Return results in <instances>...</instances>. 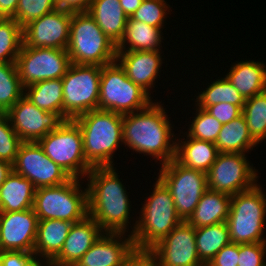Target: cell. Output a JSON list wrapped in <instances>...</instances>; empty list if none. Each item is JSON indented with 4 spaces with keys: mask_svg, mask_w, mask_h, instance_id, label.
I'll list each match as a JSON object with an SVG mask.
<instances>
[{
    "mask_svg": "<svg viewBox=\"0 0 266 266\" xmlns=\"http://www.w3.org/2000/svg\"><path fill=\"white\" fill-rule=\"evenodd\" d=\"M161 102H152L147 108L123 115V144L130 150L154 157L166 164L176 155L174 127Z\"/></svg>",
    "mask_w": 266,
    "mask_h": 266,
    "instance_id": "obj_1",
    "label": "cell"
},
{
    "mask_svg": "<svg viewBox=\"0 0 266 266\" xmlns=\"http://www.w3.org/2000/svg\"><path fill=\"white\" fill-rule=\"evenodd\" d=\"M116 167H93L87 174L88 214L104 233L128 232L131 201Z\"/></svg>",
    "mask_w": 266,
    "mask_h": 266,
    "instance_id": "obj_2",
    "label": "cell"
},
{
    "mask_svg": "<svg viewBox=\"0 0 266 266\" xmlns=\"http://www.w3.org/2000/svg\"><path fill=\"white\" fill-rule=\"evenodd\" d=\"M73 120L82 133L86 161L92 167L114 166L113 155L123 144V115L97 109Z\"/></svg>",
    "mask_w": 266,
    "mask_h": 266,
    "instance_id": "obj_3",
    "label": "cell"
},
{
    "mask_svg": "<svg viewBox=\"0 0 266 266\" xmlns=\"http://www.w3.org/2000/svg\"><path fill=\"white\" fill-rule=\"evenodd\" d=\"M156 179L130 231L136 250H150L182 222L170 191Z\"/></svg>",
    "mask_w": 266,
    "mask_h": 266,
    "instance_id": "obj_4",
    "label": "cell"
},
{
    "mask_svg": "<svg viewBox=\"0 0 266 266\" xmlns=\"http://www.w3.org/2000/svg\"><path fill=\"white\" fill-rule=\"evenodd\" d=\"M71 63L104 66L116 61L113 43L87 12H72L69 44Z\"/></svg>",
    "mask_w": 266,
    "mask_h": 266,
    "instance_id": "obj_5",
    "label": "cell"
},
{
    "mask_svg": "<svg viewBox=\"0 0 266 266\" xmlns=\"http://www.w3.org/2000/svg\"><path fill=\"white\" fill-rule=\"evenodd\" d=\"M266 193L260 183L231 196L226 224L231 243L266 242Z\"/></svg>",
    "mask_w": 266,
    "mask_h": 266,
    "instance_id": "obj_6",
    "label": "cell"
},
{
    "mask_svg": "<svg viewBox=\"0 0 266 266\" xmlns=\"http://www.w3.org/2000/svg\"><path fill=\"white\" fill-rule=\"evenodd\" d=\"M81 181L84 180L70 178L60 185L37 188L33 210L38 220L60 219L72 223L84 220L89 215L88 191L87 187H81Z\"/></svg>",
    "mask_w": 266,
    "mask_h": 266,
    "instance_id": "obj_7",
    "label": "cell"
},
{
    "mask_svg": "<svg viewBox=\"0 0 266 266\" xmlns=\"http://www.w3.org/2000/svg\"><path fill=\"white\" fill-rule=\"evenodd\" d=\"M152 102L151 96L127 77L117 61L102 66L98 109L124 115L141 111Z\"/></svg>",
    "mask_w": 266,
    "mask_h": 266,
    "instance_id": "obj_8",
    "label": "cell"
},
{
    "mask_svg": "<svg viewBox=\"0 0 266 266\" xmlns=\"http://www.w3.org/2000/svg\"><path fill=\"white\" fill-rule=\"evenodd\" d=\"M38 143L48 158L71 178L84 180L93 168L85 159L82 133L74 120L62 122Z\"/></svg>",
    "mask_w": 266,
    "mask_h": 266,
    "instance_id": "obj_9",
    "label": "cell"
},
{
    "mask_svg": "<svg viewBox=\"0 0 266 266\" xmlns=\"http://www.w3.org/2000/svg\"><path fill=\"white\" fill-rule=\"evenodd\" d=\"M102 66L72 63L63 82V120L98 109Z\"/></svg>",
    "mask_w": 266,
    "mask_h": 266,
    "instance_id": "obj_10",
    "label": "cell"
},
{
    "mask_svg": "<svg viewBox=\"0 0 266 266\" xmlns=\"http://www.w3.org/2000/svg\"><path fill=\"white\" fill-rule=\"evenodd\" d=\"M158 179L170 191L176 212L187 221L207 188V173L180 164L175 158L160 166Z\"/></svg>",
    "mask_w": 266,
    "mask_h": 266,
    "instance_id": "obj_11",
    "label": "cell"
},
{
    "mask_svg": "<svg viewBox=\"0 0 266 266\" xmlns=\"http://www.w3.org/2000/svg\"><path fill=\"white\" fill-rule=\"evenodd\" d=\"M16 67L23 87L33 83L62 78L71 60L67 49L21 46Z\"/></svg>",
    "mask_w": 266,
    "mask_h": 266,
    "instance_id": "obj_12",
    "label": "cell"
},
{
    "mask_svg": "<svg viewBox=\"0 0 266 266\" xmlns=\"http://www.w3.org/2000/svg\"><path fill=\"white\" fill-rule=\"evenodd\" d=\"M246 155L219 153L207 172V188L230 196L252 188L258 181V170Z\"/></svg>",
    "mask_w": 266,
    "mask_h": 266,
    "instance_id": "obj_13",
    "label": "cell"
},
{
    "mask_svg": "<svg viewBox=\"0 0 266 266\" xmlns=\"http://www.w3.org/2000/svg\"><path fill=\"white\" fill-rule=\"evenodd\" d=\"M12 170L33 183L35 188L56 186L71 177L44 153L38 142H22Z\"/></svg>",
    "mask_w": 266,
    "mask_h": 266,
    "instance_id": "obj_14",
    "label": "cell"
},
{
    "mask_svg": "<svg viewBox=\"0 0 266 266\" xmlns=\"http://www.w3.org/2000/svg\"><path fill=\"white\" fill-rule=\"evenodd\" d=\"M5 114L22 142H38L64 122L57 113L39 109L24 95Z\"/></svg>",
    "mask_w": 266,
    "mask_h": 266,
    "instance_id": "obj_15",
    "label": "cell"
},
{
    "mask_svg": "<svg viewBox=\"0 0 266 266\" xmlns=\"http://www.w3.org/2000/svg\"><path fill=\"white\" fill-rule=\"evenodd\" d=\"M149 251L159 266H205L197 252L195 227L187 221L178 224Z\"/></svg>",
    "mask_w": 266,
    "mask_h": 266,
    "instance_id": "obj_16",
    "label": "cell"
},
{
    "mask_svg": "<svg viewBox=\"0 0 266 266\" xmlns=\"http://www.w3.org/2000/svg\"><path fill=\"white\" fill-rule=\"evenodd\" d=\"M72 12L62 9L43 15L23 28V43L28 47L67 49Z\"/></svg>",
    "mask_w": 266,
    "mask_h": 266,
    "instance_id": "obj_17",
    "label": "cell"
},
{
    "mask_svg": "<svg viewBox=\"0 0 266 266\" xmlns=\"http://www.w3.org/2000/svg\"><path fill=\"white\" fill-rule=\"evenodd\" d=\"M38 218L33 208L0 212V250L33 253Z\"/></svg>",
    "mask_w": 266,
    "mask_h": 266,
    "instance_id": "obj_18",
    "label": "cell"
},
{
    "mask_svg": "<svg viewBox=\"0 0 266 266\" xmlns=\"http://www.w3.org/2000/svg\"><path fill=\"white\" fill-rule=\"evenodd\" d=\"M135 250L130 234L103 233L74 266H123Z\"/></svg>",
    "mask_w": 266,
    "mask_h": 266,
    "instance_id": "obj_19",
    "label": "cell"
},
{
    "mask_svg": "<svg viewBox=\"0 0 266 266\" xmlns=\"http://www.w3.org/2000/svg\"><path fill=\"white\" fill-rule=\"evenodd\" d=\"M161 51L117 52L116 61L125 70L127 77L139 85L150 96L162 67Z\"/></svg>",
    "mask_w": 266,
    "mask_h": 266,
    "instance_id": "obj_20",
    "label": "cell"
},
{
    "mask_svg": "<svg viewBox=\"0 0 266 266\" xmlns=\"http://www.w3.org/2000/svg\"><path fill=\"white\" fill-rule=\"evenodd\" d=\"M104 232L89 215L73 223L60 253L47 266H74Z\"/></svg>",
    "mask_w": 266,
    "mask_h": 266,
    "instance_id": "obj_21",
    "label": "cell"
},
{
    "mask_svg": "<svg viewBox=\"0 0 266 266\" xmlns=\"http://www.w3.org/2000/svg\"><path fill=\"white\" fill-rule=\"evenodd\" d=\"M72 225V222L60 219L38 220L33 253L44 266L60 253Z\"/></svg>",
    "mask_w": 266,
    "mask_h": 266,
    "instance_id": "obj_22",
    "label": "cell"
},
{
    "mask_svg": "<svg viewBox=\"0 0 266 266\" xmlns=\"http://www.w3.org/2000/svg\"><path fill=\"white\" fill-rule=\"evenodd\" d=\"M233 63L225 75L246 99L266 91V65L255 60Z\"/></svg>",
    "mask_w": 266,
    "mask_h": 266,
    "instance_id": "obj_23",
    "label": "cell"
},
{
    "mask_svg": "<svg viewBox=\"0 0 266 266\" xmlns=\"http://www.w3.org/2000/svg\"><path fill=\"white\" fill-rule=\"evenodd\" d=\"M102 29L104 34L116 45L124 35L128 16L119 0H92L87 11Z\"/></svg>",
    "mask_w": 266,
    "mask_h": 266,
    "instance_id": "obj_24",
    "label": "cell"
},
{
    "mask_svg": "<svg viewBox=\"0 0 266 266\" xmlns=\"http://www.w3.org/2000/svg\"><path fill=\"white\" fill-rule=\"evenodd\" d=\"M36 188L31 181L13 170L0 187V212H16L33 208Z\"/></svg>",
    "mask_w": 266,
    "mask_h": 266,
    "instance_id": "obj_25",
    "label": "cell"
},
{
    "mask_svg": "<svg viewBox=\"0 0 266 266\" xmlns=\"http://www.w3.org/2000/svg\"><path fill=\"white\" fill-rule=\"evenodd\" d=\"M176 139L175 159L185 167L207 173L219 154L215 143L191 138L185 134Z\"/></svg>",
    "mask_w": 266,
    "mask_h": 266,
    "instance_id": "obj_26",
    "label": "cell"
},
{
    "mask_svg": "<svg viewBox=\"0 0 266 266\" xmlns=\"http://www.w3.org/2000/svg\"><path fill=\"white\" fill-rule=\"evenodd\" d=\"M162 28L147 25L144 22L133 20L126 22L124 35L116 45L117 52L122 51H162L160 48L163 37Z\"/></svg>",
    "mask_w": 266,
    "mask_h": 266,
    "instance_id": "obj_27",
    "label": "cell"
},
{
    "mask_svg": "<svg viewBox=\"0 0 266 266\" xmlns=\"http://www.w3.org/2000/svg\"><path fill=\"white\" fill-rule=\"evenodd\" d=\"M231 196L207 189L187 222L195 228L226 222Z\"/></svg>",
    "mask_w": 266,
    "mask_h": 266,
    "instance_id": "obj_28",
    "label": "cell"
},
{
    "mask_svg": "<svg viewBox=\"0 0 266 266\" xmlns=\"http://www.w3.org/2000/svg\"><path fill=\"white\" fill-rule=\"evenodd\" d=\"M219 153H244L254 150L258 143L251 137L247 121L242 114L229 123L222 124L215 142Z\"/></svg>",
    "mask_w": 266,
    "mask_h": 266,
    "instance_id": "obj_29",
    "label": "cell"
},
{
    "mask_svg": "<svg viewBox=\"0 0 266 266\" xmlns=\"http://www.w3.org/2000/svg\"><path fill=\"white\" fill-rule=\"evenodd\" d=\"M24 96L39 109L57 113L63 119L62 78L33 83L24 88Z\"/></svg>",
    "mask_w": 266,
    "mask_h": 266,
    "instance_id": "obj_30",
    "label": "cell"
},
{
    "mask_svg": "<svg viewBox=\"0 0 266 266\" xmlns=\"http://www.w3.org/2000/svg\"><path fill=\"white\" fill-rule=\"evenodd\" d=\"M195 243L199 259L206 266L224 246L231 243L226 222L195 228Z\"/></svg>",
    "mask_w": 266,
    "mask_h": 266,
    "instance_id": "obj_31",
    "label": "cell"
},
{
    "mask_svg": "<svg viewBox=\"0 0 266 266\" xmlns=\"http://www.w3.org/2000/svg\"><path fill=\"white\" fill-rule=\"evenodd\" d=\"M205 89L196 96L195 106L206 110L214 104L231 103L243 110L245 98L225 76L211 82Z\"/></svg>",
    "mask_w": 266,
    "mask_h": 266,
    "instance_id": "obj_32",
    "label": "cell"
},
{
    "mask_svg": "<svg viewBox=\"0 0 266 266\" xmlns=\"http://www.w3.org/2000/svg\"><path fill=\"white\" fill-rule=\"evenodd\" d=\"M23 95L16 63L0 62V114H5Z\"/></svg>",
    "mask_w": 266,
    "mask_h": 266,
    "instance_id": "obj_33",
    "label": "cell"
},
{
    "mask_svg": "<svg viewBox=\"0 0 266 266\" xmlns=\"http://www.w3.org/2000/svg\"><path fill=\"white\" fill-rule=\"evenodd\" d=\"M243 115L251 137L258 144L266 140V91L246 99Z\"/></svg>",
    "mask_w": 266,
    "mask_h": 266,
    "instance_id": "obj_34",
    "label": "cell"
},
{
    "mask_svg": "<svg viewBox=\"0 0 266 266\" xmlns=\"http://www.w3.org/2000/svg\"><path fill=\"white\" fill-rule=\"evenodd\" d=\"M23 44V28L13 19L0 21V62L15 63Z\"/></svg>",
    "mask_w": 266,
    "mask_h": 266,
    "instance_id": "obj_35",
    "label": "cell"
},
{
    "mask_svg": "<svg viewBox=\"0 0 266 266\" xmlns=\"http://www.w3.org/2000/svg\"><path fill=\"white\" fill-rule=\"evenodd\" d=\"M195 115L188 127L187 135L191 138L215 143L222 124L205 109L196 106Z\"/></svg>",
    "mask_w": 266,
    "mask_h": 266,
    "instance_id": "obj_36",
    "label": "cell"
},
{
    "mask_svg": "<svg viewBox=\"0 0 266 266\" xmlns=\"http://www.w3.org/2000/svg\"><path fill=\"white\" fill-rule=\"evenodd\" d=\"M57 9L55 0H19L12 17L22 28Z\"/></svg>",
    "mask_w": 266,
    "mask_h": 266,
    "instance_id": "obj_37",
    "label": "cell"
},
{
    "mask_svg": "<svg viewBox=\"0 0 266 266\" xmlns=\"http://www.w3.org/2000/svg\"><path fill=\"white\" fill-rule=\"evenodd\" d=\"M169 9L170 5L165 0H143L131 18L164 29L166 16L170 14Z\"/></svg>",
    "mask_w": 266,
    "mask_h": 266,
    "instance_id": "obj_38",
    "label": "cell"
},
{
    "mask_svg": "<svg viewBox=\"0 0 266 266\" xmlns=\"http://www.w3.org/2000/svg\"><path fill=\"white\" fill-rule=\"evenodd\" d=\"M22 141L6 114H0V160L11 165L15 162Z\"/></svg>",
    "mask_w": 266,
    "mask_h": 266,
    "instance_id": "obj_39",
    "label": "cell"
},
{
    "mask_svg": "<svg viewBox=\"0 0 266 266\" xmlns=\"http://www.w3.org/2000/svg\"><path fill=\"white\" fill-rule=\"evenodd\" d=\"M266 242L239 244L238 266H266Z\"/></svg>",
    "mask_w": 266,
    "mask_h": 266,
    "instance_id": "obj_40",
    "label": "cell"
},
{
    "mask_svg": "<svg viewBox=\"0 0 266 266\" xmlns=\"http://www.w3.org/2000/svg\"><path fill=\"white\" fill-rule=\"evenodd\" d=\"M0 266H44L34 256V253L26 251H1Z\"/></svg>",
    "mask_w": 266,
    "mask_h": 266,
    "instance_id": "obj_41",
    "label": "cell"
},
{
    "mask_svg": "<svg viewBox=\"0 0 266 266\" xmlns=\"http://www.w3.org/2000/svg\"><path fill=\"white\" fill-rule=\"evenodd\" d=\"M206 111L214 116L221 124H226L243 114V110L231 103H218L209 106Z\"/></svg>",
    "mask_w": 266,
    "mask_h": 266,
    "instance_id": "obj_42",
    "label": "cell"
},
{
    "mask_svg": "<svg viewBox=\"0 0 266 266\" xmlns=\"http://www.w3.org/2000/svg\"><path fill=\"white\" fill-rule=\"evenodd\" d=\"M239 244L230 243L224 246L206 266H238Z\"/></svg>",
    "mask_w": 266,
    "mask_h": 266,
    "instance_id": "obj_43",
    "label": "cell"
},
{
    "mask_svg": "<svg viewBox=\"0 0 266 266\" xmlns=\"http://www.w3.org/2000/svg\"><path fill=\"white\" fill-rule=\"evenodd\" d=\"M123 266H159V263L149 250H135Z\"/></svg>",
    "mask_w": 266,
    "mask_h": 266,
    "instance_id": "obj_44",
    "label": "cell"
},
{
    "mask_svg": "<svg viewBox=\"0 0 266 266\" xmlns=\"http://www.w3.org/2000/svg\"><path fill=\"white\" fill-rule=\"evenodd\" d=\"M57 9L70 12H87L92 0H55Z\"/></svg>",
    "mask_w": 266,
    "mask_h": 266,
    "instance_id": "obj_45",
    "label": "cell"
},
{
    "mask_svg": "<svg viewBox=\"0 0 266 266\" xmlns=\"http://www.w3.org/2000/svg\"><path fill=\"white\" fill-rule=\"evenodd\" d=\"M19 0H0V12L5 18H12L18 6Z\"/></svg>",
    "mask_w": 266,
    "mask_h": 266,
    "instance_id": "obj_46",
    "label": "cell"
},
{
    "mask_svg": "<svg viewBox=\"0 0 266 266\" xmlns=\"http://www.w3.org/2000/svg\"><path fill=\"white\" fill-rule=\"evenodd\" d=\"M122 9L125 14L129 17L135 13V11L140 7L143 0H119Z\"/></svg>",
    "mask_w": 266,
    "mask_h": 266,
    "instance_id": "obj_47",
    "label": "cell"
},
{
    "mask_svg": "<svg viewBox=\"0 0 266 266\" xmlns=\"http://www.w3.org/2000/svg\"><path fill=\"white\" fill-rule=\"evenodd\" d=\"M12 171V165L6 161L0 160V187L5 182L7 175Z\"/></svg>",
    "mask_w": 266,
    "mask_h": 266,
    "instance_id": "obj_48",
    "label": "cell"
},
{
    "mask_svg": "<svg viewBox=\"0 0 266 266\" xmlns=\"http://www.w3.org/2000/svg\"><path fill=\"white\" fill-rule=\"evenodd\" d=\"M5 17L2 15V13L0 12V21H2Z\"/></svg>",
    "mask_w": 266,
    "mask_h": 266,
    "instance_id": "obj_49",
    "label": "cell"
}]
</instances>
